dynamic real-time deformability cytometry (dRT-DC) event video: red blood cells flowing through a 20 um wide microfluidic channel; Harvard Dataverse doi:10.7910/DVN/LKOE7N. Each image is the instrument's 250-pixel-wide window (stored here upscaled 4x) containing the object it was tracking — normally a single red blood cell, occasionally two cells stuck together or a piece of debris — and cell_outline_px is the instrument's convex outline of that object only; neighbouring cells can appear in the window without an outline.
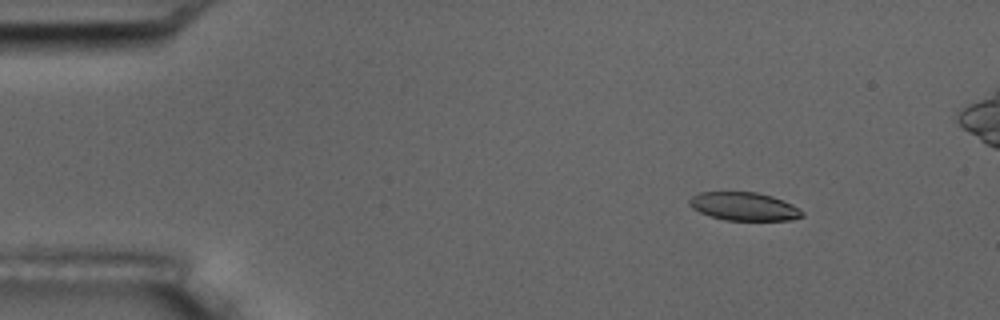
{"species": "common noctule bat (a hibernating species)", "species_latin": "Nyctalus noctula", "temperature_condition": "room temperature", "stored_images_in_passage": 9, "camera_frame_rate_fps": 3000, "um_per_image_px": 0.085, "animal": {"sex": "male", "body_mass_g": 17.5, "forearm_length_mm": 52.3}, "frame": {"image": 1, "passage_image": 2, "time_ms": 1.333, "image_size_px": [1000, 320], "cell_outline_px": [[804, 216], [792, 220], [724, 220], [700, 212], [692, 208], [688, 204], [688, 200], [692, 196], [700, 192], [756, 192], [772, 196], [792, 204], [800, 208], [804, 212]], "centroid_in_image_um": [63.26, 17.54], "position_along_channel_um": 21.7, "area_um2": 18.61}}
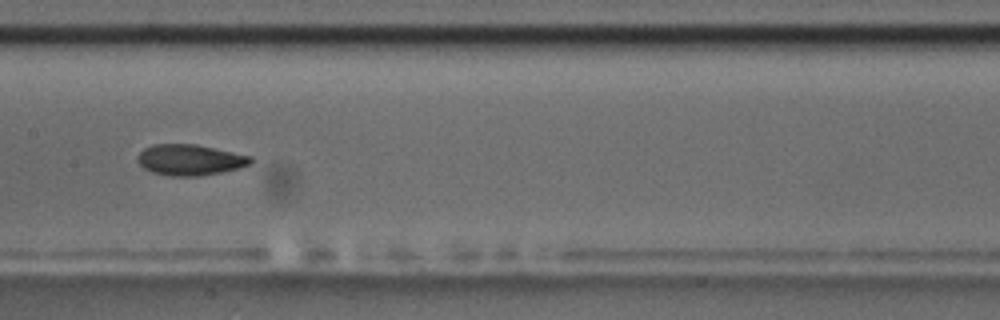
{"frame": {"image": 2, "passage_image": 8, "time_ms": 8.333, "image_size_px": [1000, 320], "cell_outline_px": [[252, 160], [248, 164], [240, 168], [200, 176], [168, 176], [152, 172], [144, 168], [136, 160], [136, 156], [144, 148], [152, 144], [196, 144], [252, 156]], "centroid_in_image_um": [16.11, 13.58], "position_along_channel_um": 191.3, "area_um2": 20.4}}